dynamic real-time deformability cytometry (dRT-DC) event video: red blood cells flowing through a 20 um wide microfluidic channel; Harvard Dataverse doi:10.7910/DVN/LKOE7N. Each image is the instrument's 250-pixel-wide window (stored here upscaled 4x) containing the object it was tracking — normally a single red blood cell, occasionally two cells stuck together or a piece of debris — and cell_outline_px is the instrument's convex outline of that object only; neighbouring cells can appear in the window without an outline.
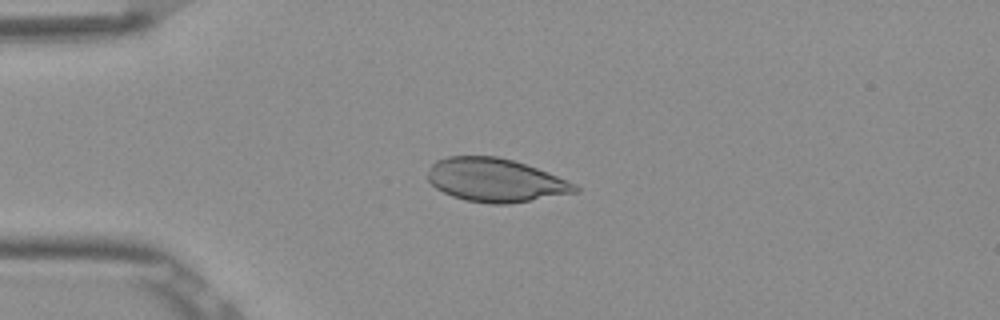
{"species": "Egyptian fruit bat (a non-hibernating species)", "species_latin": "Rousettus aegyptiacus", "temperature_condition": "room temperature", "stored_images_in_passage": 52, "camera_frame_rate_fps": 3000, "um_per_image_px": 0.085, "frame": {"image": 1, "passage_image": 13, "time_ms": 4.0, "image_size_px": [1000, 320], "cell_outline_px": [[580, 192], [508, 204], [488, 204], [464, 200], [452, 196], [436, 188], [428, 180], [428, 172], [432, 164], [436, 160], [448, 156], [496, 156], [512, 160], [536, 168], [576, 184], [580, 188]], "centroid_in_image_um": [42.11, 15.32], "position_along_channel_um": 42.9, "area_um2": 37.22}}
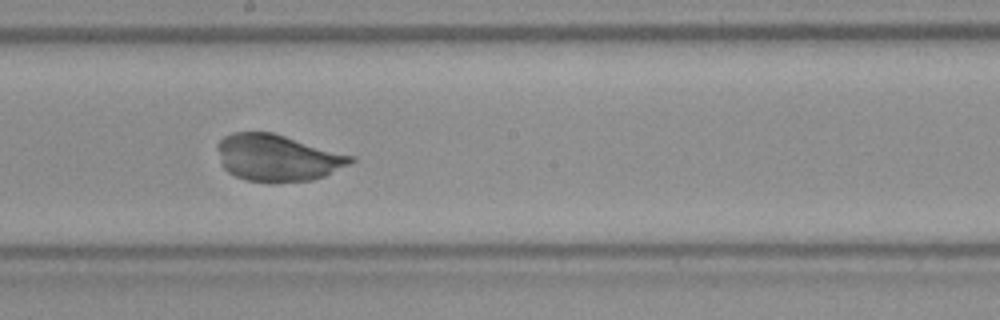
{"frame": {"image": 2, "passage_image": 29, "time_ms": 9.333, "image_size_px": [1000, 320], "cell_outline_px": [[356, 160], [324, 176], [312, 180], [272, 184], [248, 180], [236, 176], [228, 172], [220, 164], [216, 148], [216, 144], [224, 136], [232, 132], [272, 132], [356, 156]], "centroid_in_image_um": [23.56, 13.42], "position_along_channel_um": 224.6, "area_um2": 36.76}}
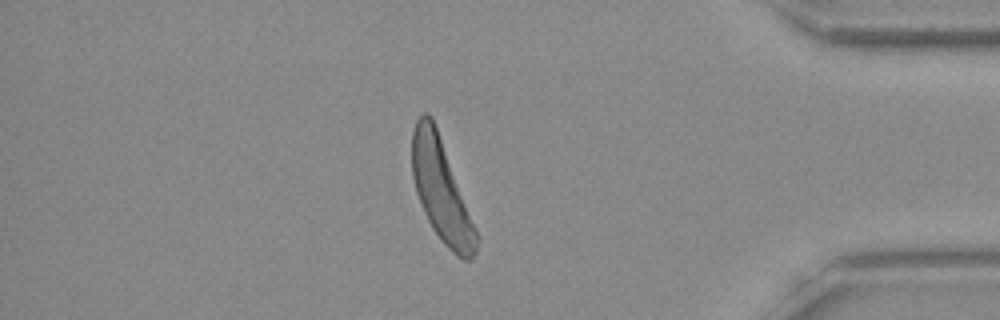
{"frame": {"image": 3, "passage_image": 45, "time_ms": 14.667, "image_size_px": [1000, 320], "cell_outline_px": [[480, 240], [476, 252], [472, 260], [464, 260], [456, 256], [440, 240], [432, 228], [424, 212], [416, 192], [412, 176], [412, 132], [416, 120], [424, 112], [428, 112], [432, 116], [480, 236]], "centroid_in_image_um": [37.53, 16.23], "position_along_channel_um": 397.7, "area_um2": 38.44}}